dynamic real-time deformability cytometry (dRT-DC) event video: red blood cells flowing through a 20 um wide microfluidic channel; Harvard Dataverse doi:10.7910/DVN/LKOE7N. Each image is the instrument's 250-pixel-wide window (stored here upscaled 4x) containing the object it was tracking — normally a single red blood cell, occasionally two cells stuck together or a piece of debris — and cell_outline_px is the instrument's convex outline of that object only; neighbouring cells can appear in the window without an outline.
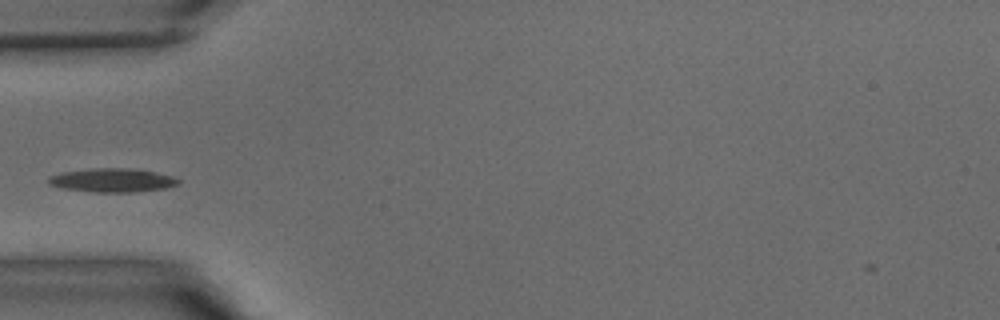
{"species": "common noctule bat (a hibernating species)", "species_latin": "Nyctalus noctula", "temperature_condition": "warm", "stored_images_in_passage": 29, "camera_frame_rate_fps": 3000, "um_per_image_px": 0.085, "animal": {"sex": "male", "body_mass_g": 15.6}, "frame": {"image": 1, "passage_image": 1, "time_ms": 0.0, "image_size_px": [1000, 320], "cell_outline_px": [[180, 184], [164, 188], [132, 192], [96, 192], [60, 188], [48, 184], [48, 176], [60, 172], [96, 168], [128, 168], [152, 172], [172, 176], [180, 180]], "centroid_in_image_um": [9.49, 15.32], "position_along_channel_um": 75.5, "area_um2": 17.86}}
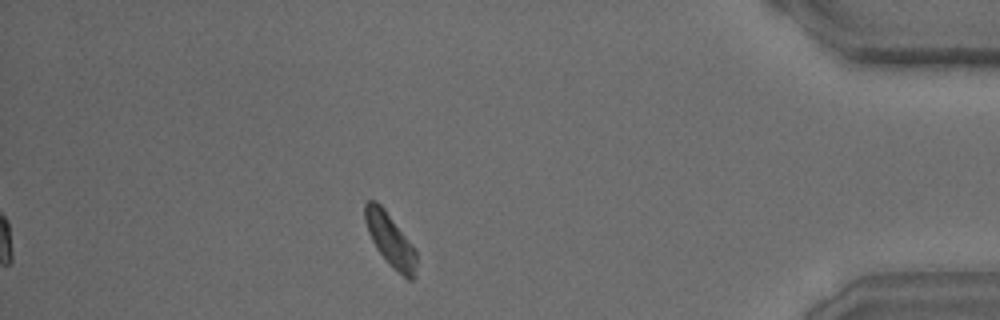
{"frame": {"image": 2, "passage_image": 24, "time_ms": 7.667, "image_size_px": [1000, 320], "cell_outline_px": [[416, 276], [412, 280], [408, 280], [376, 248], [368, 232], [364, 220], [364, 204], [368, 200], [376, 200], [384, 208], [416, 248]], "centroid_in_image_um": [33.18, 20.33], "position_along_channel_um": 402.0, "area_um2": 15.66}}